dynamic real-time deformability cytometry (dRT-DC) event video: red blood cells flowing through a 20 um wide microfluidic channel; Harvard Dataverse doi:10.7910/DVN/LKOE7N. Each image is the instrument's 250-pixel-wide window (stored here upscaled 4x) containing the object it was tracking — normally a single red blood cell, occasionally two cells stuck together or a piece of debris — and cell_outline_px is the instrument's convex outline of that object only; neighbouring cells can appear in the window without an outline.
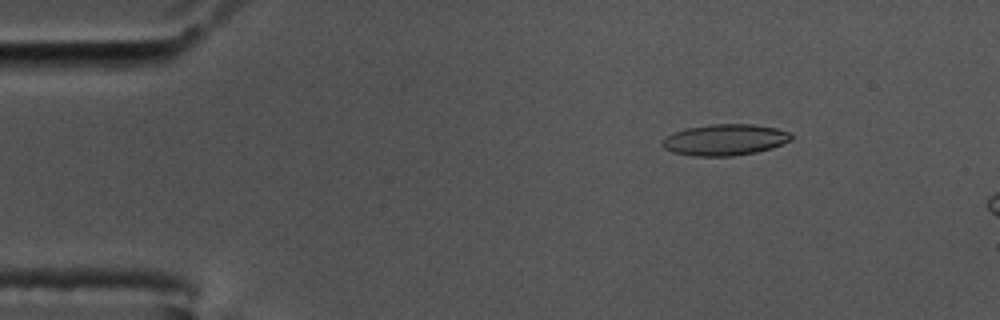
{"species": "common noctule bat (a hibernating species)", "species_latin": "Nyctalus noctula", "temperature_condition": "cold", "stored_images_in_passage": 17, "camera_frame_rate_fps": 3000, "um_per_image_px": 0.085, "animal": {"sex": "male", "body_mass_g": 17.5, "forearm_length_mm": 52.3}, "frame": {"image": 1, "passage_image": 8, "time_ms": 2.333, "image_size_px": [1000, 320], "cell_outline_px": [[792, 140], [772, 148], [756, 152], [732, 156], [696, 156], [672, 152], [664, 148], [660, 144], [668, 136], [676, 132], [688, 128], [712, 124], [752, 124], [776, 128], [792, 132]], "centroid_in_image_um": [61.67, 11.88], "position_along_channel_um": 23.3, "area_um2": 23.35}}